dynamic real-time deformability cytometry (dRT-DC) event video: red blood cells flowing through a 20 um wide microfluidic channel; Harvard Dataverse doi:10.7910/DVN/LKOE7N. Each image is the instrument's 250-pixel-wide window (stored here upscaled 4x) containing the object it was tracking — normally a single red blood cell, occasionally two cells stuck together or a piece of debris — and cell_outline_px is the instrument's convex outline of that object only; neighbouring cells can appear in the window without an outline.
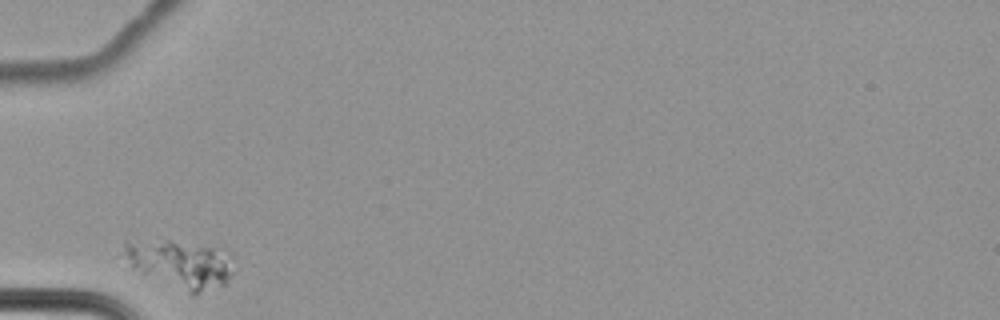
{"species": "common noctule bat (a hibernating species)", "species_latin": "Nyctalus noctula", "temperature_condition": "cold", "stored_images_in_passage": 30, "camera_frame_rate_fps": 3000, "um_per_image_px": 0.085, "animal": {"sex": "female", "body_mass_g": 22.7, "forearm_length_mm": 54.2}, "frame": {"image": 1, "passage_image": 1, "time_ms": 0.0, "image_size_px": [1000, 320], "cell_outline_px": [[232, 272], [224, 284], [196, 296], [192, 296], [140, 272], [132, 268], [124, 248], [124, 240], [172, 240], [232, 252]], "centroid_in_image_um": [15.36, 22.45], "position_along_channel_um": 69.6, "area_um2": 30.63}}
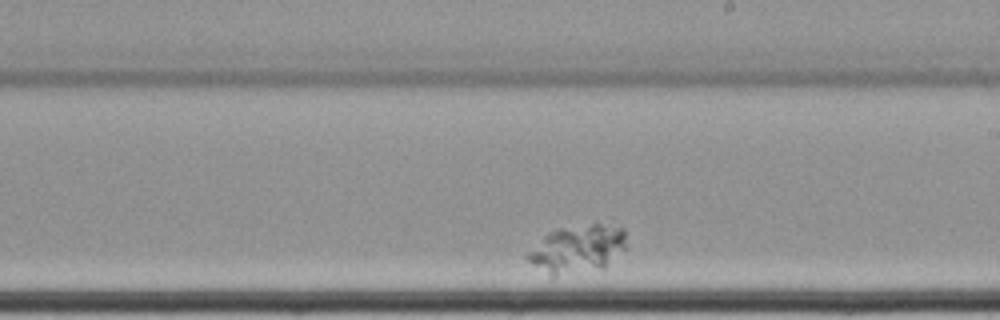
{"frame": {"image": 2, "passage_image": 18, "time_ms": 5.667, "image_size_px": [1000, 320], "cell_outline_px": [[624, 248], [604, 268], [552, 280], [528, 260], [524, 256], [548, 232], [556, 228], [592, 224], [600, 224], [624, 228]], "centroid_in_image_um": [49.01, 21.23], "position_along_channel_um": 240.0, "area_um2": 27.98}}
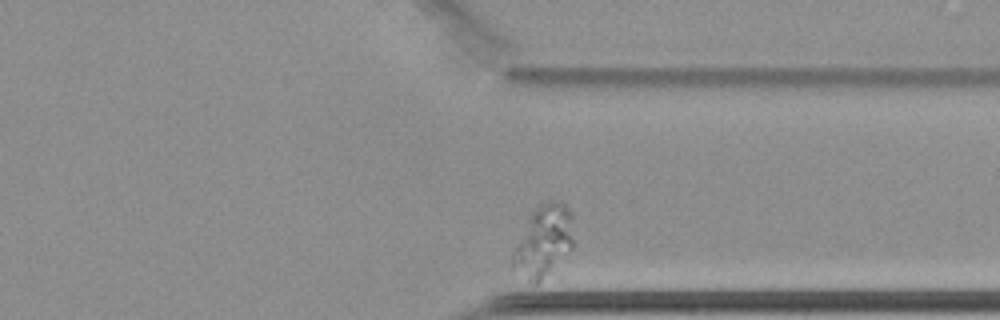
{"frame": {"image": 3, "passage_image": 30, "time_ms": 9.667, "image_size_px": [1000, 320], "cell_outline_px": [[572, 248], [552, 272], [548, 276], [536, 284], [524, 284], [512, 268], [512, 252], [532, 212], [540, 200], [560, 200], [572, 212]], "centroid_in_image_um": [46.17, 20.55], "position_along_channel_um": 365.2, "area_um2": 26.13}}